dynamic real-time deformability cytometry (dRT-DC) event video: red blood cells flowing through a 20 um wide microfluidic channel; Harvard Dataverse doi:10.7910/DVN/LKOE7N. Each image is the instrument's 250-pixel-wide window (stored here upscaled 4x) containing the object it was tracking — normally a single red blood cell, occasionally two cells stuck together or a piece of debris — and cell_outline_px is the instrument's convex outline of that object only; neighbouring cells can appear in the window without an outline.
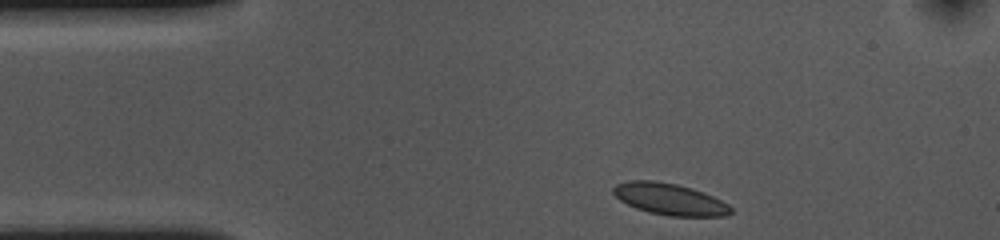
{"species": "common noctule bat (a hibernating species)", "species_latin": "Nyctalus noctula", "temperature_condition": "cold", "stored_images_in_passage": 36, "camera_frame_rate_fps": 3000, "um_per_image_px": 0.085, "animal": {"sex": "female", "body_mass_g": 10.0, "forearm_length_mm": 53.1}, "frame": {"image": 1, "passage_image": 1, "time_ms": 0.0, "image_size_px": [1000, 240], "cell_outline_px": [[732, 212], [728, 216], [668, 216], [648, 212], [636, 208], [620, 200], [612, 192], [612, 188], [616, 184], [628, 180], [656, 180], [676, 184], [692, 188], [704, 192], [728, 204], [732, 208]], "centroid_in_image_um": [56.92, 16.92], "position_along_channel_um": 28.1, "area_um2": 21.73}}
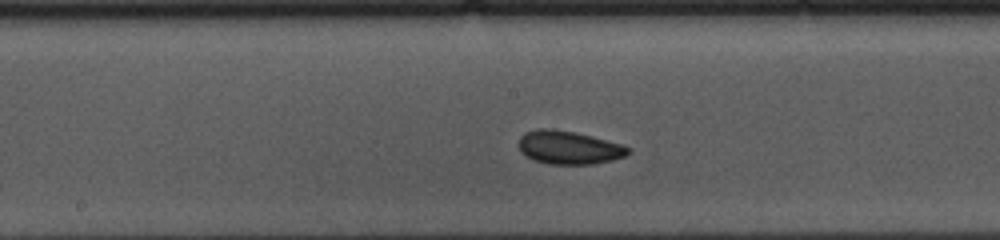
{"frame": {"image": 2, "passage_image": 19, "time_ms": 6.0, "image_size_px": [1000, 240], "cell_outline_px": [[632, 152], [624, 156], [612, 160], [592, 164], [548, 164], [532, 160], [524, 156], [520, 152], [520, 136], [524, 132], [536, 128], [552, 128], [576, 132], [624, 144], [632, 148]], "centroid_in_image_um": [48.36, 12.53], "position_along_channel_um": 199.8, "area_um2": 21.68}}
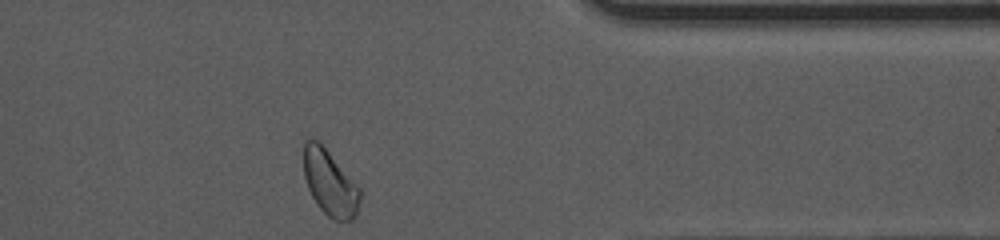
{"frame": {"image": 3, "passage_image": 36, "time_ms": 11.667, "image_size_px": [1000, 240], "cell_outline_px": [[360, 200], [356, 212], [352, 220], [336, 220], [328, 216], [320, 208], [312, 196], [308, 188], [304, 176], [304, 140], [308, 136], [312, 136], [328, 152], [360, 188]], "centroid_in_image_um": [28.01, 15.52], "position_along_channel_um": 383.4, "area_um2": 21.1}, "authors_computed_cell_mechanics": {"area_um2": 20.8658, "velocity_mm_per_s": 3.5736, "shape_relaxation_time_tau1_ms": 4.5961, "shape_relaxation_time_tau2_ms": 4.7505, "deformation_change_tau1": 0.0537, "deformation_change_tau2": 0.083}}